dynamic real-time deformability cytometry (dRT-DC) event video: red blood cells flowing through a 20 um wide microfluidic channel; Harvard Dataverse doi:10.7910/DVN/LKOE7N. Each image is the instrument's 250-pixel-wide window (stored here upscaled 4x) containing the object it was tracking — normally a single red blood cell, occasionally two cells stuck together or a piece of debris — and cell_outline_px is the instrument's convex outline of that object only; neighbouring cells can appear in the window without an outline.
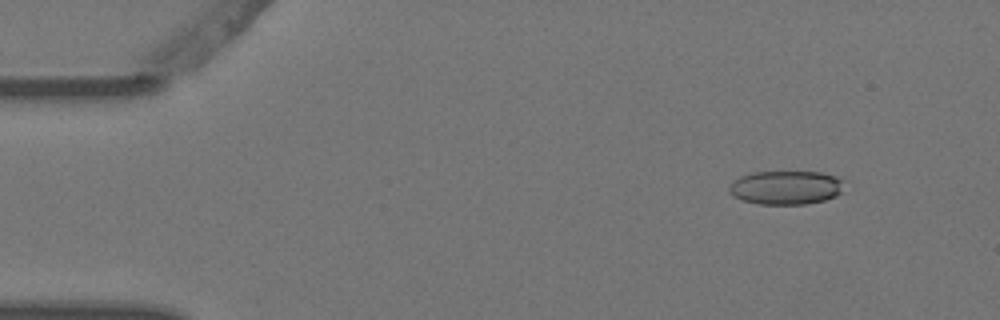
{"species": "Egyptian fruit bat (a non-hibernating species)", "species_latin": "Rousettus aegyptiacus", "temperature_condition": "warm", "stored_images_in_passage": 5, "camera_frame_rate_fps": 3000, "um_per_image_px": 0.085, "animal": {"sex": "female"}, "frame": {"image": 1, "passage_image": 2, "time_ms": 0.333, "image_size_px": [1000, 320], "cell_outline_px": [[844, 180], [840, 192], [836, 196], [824, 200], [804, 204], [756, 204], [740, 200], [732, 196], [728, 192], [728, 188], [732, 180], [740, 176], [752, 172], [820, 172], [836, 176]], "centroid_in_image_um": [66.74, 15.94], "position_along_channel_um": 18.3, "area_um2": 22.89}}
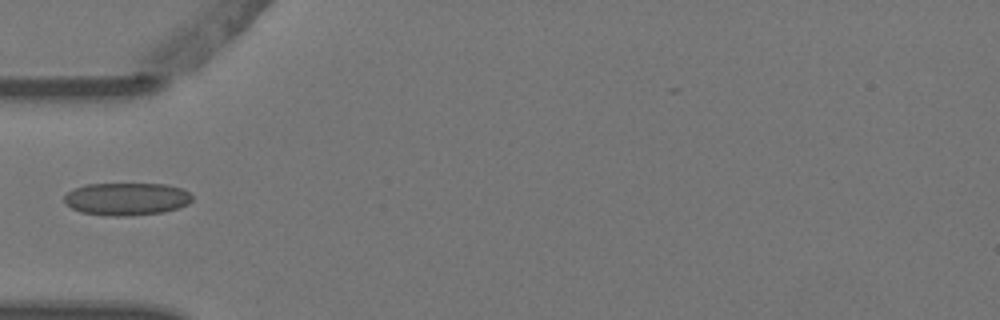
{"frame": {"image": 2, "passage_image": 5, "time_ms": 1.333, "image_size_px": [1000, 320], "cell_outline_px": [[192, 200], [188, 204], [180, 208], [164, 212], [128, 216], [108, 216], [80, 212], [72, 208], [64, 200], [64, 196], [72, 188], [84, 184], [164, 184], [180, 188], [188, 192], [192, 196]], "centroid_in_image_um": [10.75, 16.91], "position_along_channel_um": 74.2, "area_um2": 24.45}}